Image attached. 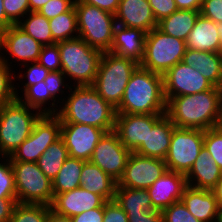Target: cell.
Listing matches in <instances>:
<instances>
[{"instance_id":"1","label":"cell","mask_w":222,"mask_h":222,"mask_svg":"<svg viewBox=\"0 0 222 222\" xmlns=\"http://www.w3.org/2000/svg\"><path fill=\"white\" fill-rule=\"evenodd\" d=\"M74 89V90H72ZM58 112L61 123L93 125L106 133L114 131L116 108L105 101L92 86H71Z\"/></svg>"},{"instance_id":"2","label":"cell","mask_w":222,"mask_h":222,"mask_svg":"<svg viewBox=\"0 0 222 222\" xmlns=\"http://www.w3.org/2000/svg\"><path fill=\"white\" fill-rule=\"evenodd\" d=\"M222 88L214 87L193 95L170 98L166 102V115L175 127L207 130L215 128Z\"/></svg>"},{"instance_id":"3","label":"cell","mask_w":222,"mask_h":222,"mask_svg":"<svg viewBox=\"0 0 222 222\" xmlns=\"http://www.w3.org/2000/svg\"><path fill=\"white\" fill-rule=\"evenodd\" d=\"M116 114H166L163 75L138 66L131 74Z\"/></svg>"},{"instance_id":"4","label":"cell","mask_w":222,"mask_h":222,"mask_svg":"<svg viewBox=\"0 0 222 222\" xmlns=\"http://www.w3.org/2000/svg\"><path fill=\"white\" fill-rule=\"evenodd\" d=\"M57 43L61 56V71L67 79L75 81L72 86H92L103 52L89 46L80 37Z\"/></svg>"},{"instance_id":"5","label":"cell","mask_w":222,"mask_h":222,"mask_svg":"<svg viewBox=\"0 0 222 222\" xmlns=\"http://www.w3.org/2000/svg\"><path fill=\"white\" fill-rule=\"evenodd\" d=\"M42 115L18 98L1 107L0 156H10L30 136L34 124Z\"/></svg>"},{"instance_id":"6","label":"cell","mask_w":222,"mask_h":222,"mask_svg":"<svg viewBox=\"0 0 222 222\" xmlns=\"http://www.w3.org/2000/svg\"><path fill=\"white\" fill-rule=\"evenodd\" d=\"M138 66L139 64L131 59L103 52L92 87L105 101L117 108L131 74Z\"/></svg>"},{"instance_id":"7","label":"cell","mask_w":222,"mask_h":222,"mask_svg":"<svg viewBox=\"0 0 222 222\" xmlns=\"http://www.w3.org/2000/svg\"><path fill=\"white\" fill-rule=\"evenodd\" d=\"M78 34L89 46L108 52L113 42L115 15L75 0Z\"/></svg>"},{"instance_id":"8","label":"cell","mask_w":222,"mask_h":222,"mask_svg":"<svg viewBox=\"0 0 222 222\" xmlns=\"http://www.w3.org/2000/svg\"><path fill=\"white\" fill-rule=\"evenodd\" d=\"M186 42L169 36L155 27L146 34L144 56L140 67L164 75L183 60Z\"/></svg>"},{"instance_id":"9","label":"cell","mask_w":222,"mask_h":222,"mask_svg":"<svg viewBox=\"0 0 222 222\" xmlns=\"http://www.w3.org/2000/svg\"><path fill=\"white\" fill-rule=\"evenodd\" d=\"M17 203L51 205L54 197L52 181L36 162L11 161Z\"/></svg>"},{"instance_id":"10","label":"cell","mask_w":222,"mask_h":222,"mask_svg":"<svg viewBox=\"0 0 222 222\" xmlns=\"http://www.w3.org/2000/svg\"><path fill=\"white\" fill-rule=\"evenodd\" d=\"M205 131L175 127L164 159L169 171L186 175L204 146Z\"/></svg>"},{"instance_id":"11","label":"cell","mask_w":222,"mask_h":222,"mask_svg":"<svg viewBox=\"0 0 222 222\" xmlns=\"http://www.w3.org/2000/svg\"><path fill=\"white\" fill-rule=\"evenodd\" d=\"M61 138V121L55 114H43L30 136L9 156L10 161L36 162L43 152Z\"/></svg>"},{"instance_id":"12","label":"cell","mask_w":222,"mask_h":222,"mask_svg":"<svg viewBox=\"0 0 222 222\" xmlns=\"http://www.w3.org/2000/svg\"><path fill=\"white\" fill-rule=\"evenodd\" d=\"M167 170L164 160L131 152L116 187L148 189Z\"/></svg>"},{"instance_id":"13","label":"cell","mask_w":222,"mask_h":222,"mask_svg":"<svg viewBox=\"0 0 222 222\" xmlns=\"http://www.w3.org/2000/svg\"><path fill=\"white\" fill-rule=\"evenodd\" d=\"M166 102L173 97L193 95L215 86L201 73L184 62H179L163 75Z\"/></svg>"},{"instance_id":"14","label":"cell","mask_w":222,"mask_h":222,"mask_svg":"<svg viewBox=\"0 0 222 222\" xmlns=\"http://www.w3.org/2000/svg\"><path fill=\"white\" fill-rule=\"evenodd\" d=\"M130 151L121 143L118 135L107 132L99 140L94 148L90 162L97 165L102 171L110 175L114 180L122 177Z\"/></svg>"},{"instance_id":"15","label":"cell","mask_w":222,"mask_h":222,"mask_svg":"<svg viewBox=\"0 0 222 222\" xmlns=\"http://www.w3.org/2000/svg\"><path fill=\"white\" fill-rule=\"evenodd\" d=\"M106 132L93 125L61 123V138L69 157L90 161L94 148Z\"/></svg>"},{"instance_id":"16","label":"cell","mask_w":222,"mask_h":222,"mask_svg":"<svg viewBox=\"0 0 222 222\" xmlns=\"http://www.w3.org/2000/svg\"><path fill=\"white\" fill-rule=\"evenodd\" d=\"M163 114H116L114 132L121 143L134 152L148 136V130Z\"/></svg>"},{"instance_id":"17","label":"cell","mask_w":222,"mask_h":222,"mask_svg":"<svg viewBox=\"0 0 222 222\" xmlns=\"http://www.w3.org/2000/svg\"><path fill=\"white\" fill-rule=\"evenodd\" d=\"M41 49L42 45L17 25H12L0 33V51L9 54L15 61L18 59L20 65L37 62Z\"/></svg>"},{"instance_id":"18","label":"cell","mask_w":222,"mask_h":222,"mask_svg":"<svg viewBox=\"0 0 222 222\" xmlns=\"http://www.w3.org/2000/svg\"><path fill=\"white\" fill-rule=\"evenodd\" d=\"M186 187L184 174L167 170L147 189L153 210L163 211L172 203L180 201Z\"/></svg>"},{"instance_id":"19","label":"cell","mask_w":222,"mask_h":222,"mask_svg":"<svg viewBox=\"0 0 222 222\" xmlns=\"http://www.w3.org/2000/svg\"><path fill=\"white\" fill-rule=\"evenodd\" d=\"M105 202L100 195L79 187L54 195L50 208L57 214L71 218L87 210L101 207Z\"/></svg>"},{"instance_id":"20","label":"cell","mask_w":222,"mask_h":222,"mask_svg":"<svg viewBox=\"0 0 222 222\" xmlns=\"http://www.w3.org/2000/svg\"><path fill=\"white\" fill-rule=\"evenodd\" d=\"M116 24L150 32L158 26L148 0H120L115 14Z\"/></svg>"},{"instance_id":"21","label":"cell","mask_w":222,"mask_h":222,"mask_svg":"<svg viewBox=\"0 0 222 222\" xmlns=\"http://www.w3.org/2000/svg\"><path fill=\"white\" fill-rule=\"evenodd\" d=\"M175 126L166 114H163L152 129L148 130V136L134 153L151 158L164 160L169 151L171 137Z\"/></svg>"},{"instance_id":"22","label":"cell","mask_w":222,"mask_h":222,"mask_svg":"<svg viewBox=\"0 0 222 222\" xmlns=\"http://www.w3.org/2000/svg\"><path fill=\"white\" fill-rule=\"evenodd\" d=\"M146 34L143 30L116 24L108 52L131 59L140 65L144 56Z\"/></svg>"},{"instance_id":"23","label":"cell","mask_w":222,"mask_h":222,"mask_svg":"<svg viewBox=\"0 0 222 222\" xmlns=\"http://www.w3.org/2000/svg\"><path fill=\"white\" fill-rule=\"evenodd\" d=\"M185 177L187 186L212 190L222 177V169L215 163V160L203 146Z\"/></svg>"},{"instance_id":"24","label":"cell","mask_w":222,"mask_h":222,"mask_svg":"<svg viewBox=\"0 0 222 222\" xmlns=\"http://www.w3.org/2000/svg\"><path fill=\"white\" fill-rule=\"evenodd\" d=\"M188 211L201 222H215L220 209L211 190L187 186L181 197Z\"/></svg>"},{"instance_id":"25","label":"cell","mask_w":222,"mask_h":222,"mask_svg":"<svg viewBox=\"0 0 222 222\" xmlns=\"http://www.w3.org/2000/svg\"><path fill=\"white\" fill-rule=\"evenodd\" d=\"M182 62L199 71L215 87L222 88V53L186 48Z\"/></svg>"},{"instance_id":"26","label":"cell","mask_w":222,"mask_h":222,"mask_svg":"<svg viewBox=\"0 0 222 222\" xmlns=\"http://www.w3.org/2000/svg\"><path fill=\"white\" fill-rule=\"evenodd\" d=\"M185 42L186 48L190 50L222 53L216 23L201 14Z\"/></svg>"},{"instance_id":"27","label":"cell","mask_w":222,"mask_h":222,"mask_svg":"<svg viewBox=\"0 0 222 222\" xmlns=\"http://www.w3.org/2000/svg\"><path fill=\"white\" fill-rule=\"evenodd\" d=\"M80 184V187L100 195L105 201H111L115 198L117 181L90 161L83 164Z\"/></svg>"},{"instance_id":"28","label":"cell","mask_w":222,"mask_h":222,"mask_svg":"<svg viewBox=\"0 0 222 222\" xmlns=\"http://www.w3.org/2000/svg\"><path fill=\"white\" fill-rule=\"evenodd\" d=\"M199 15L200 10H177L159 21L157 27L169 36L186 41Z\"/></svg>"},{"instance_id":"29","label":"cell","mask_w":222,"mask_h":222,"mask_svg":"<svg viewBox=\"0 0 222 222\" xmlns=\"http://www.w3.org/2000/svg\"><path fill=\"white\" fill-rule=\"evenodd\" d=\"M114 200L126 214H136L153 210L147 189L116 187Z\"/></svg>"},{"instance_id":"30","label":"cell","mask_w":222,"mask_h":222,"mask_svg":"<svg viewBox=\"0 0 222 222\" xmlns=\"http://www.w3.org/2000/svg\"><path fill=\"white\" fill-rule=\"evenodd\" d=\"M86 161L68 157L56 177L52 180V188L54 195L62 194L81 186L80 174L82 172L83 164Z\"/></svg>"},{"instance_id":"31","label":"cell","mask_w":222,"mask_h":222,"mask_svg":"<svg viewBox=\"0 0 222 222\" xmlns=\"http://www.w3.org/2000/svg\"><path fill=\"white\" fill-rule=\"evenodd\" d=\"M22 96V97H21ZM16 97L28 107L37 109L42 114H56L59 110L58 101H56L48 92V87L44 81L38 84L29 86L23 93V95H16ZM53 101L52 103L50 102ZM48 103H51L48 108L45 107ZM57 102V104H55ZM46 104V105H45ZM44 106V107H43ZM56 106V107H55ZM58 107V108H57ZM41 108V109H40Z\"/></svg>"},{"instance_id":"32","label":"cell","mask_w":222,"mask_h":222,"mask_svg":"<svg viewBox=\"0 0 222 222\" xmlns=\"http://www.w3.org/2000/svg\"><path fill=\"white\" fill-rule=\"evenodd\" d=\"M68 157L69 152L65 142L60 138L43 152L37 164L40 170L52 181Z\"/></svg>"},{"instance_id":"33","label":"cell","mask_w":222,"mask_h":222,"mask_svg":"<svg viewBox=\"0 0 222 222\" xmlns=\"http://www.w3.org/2000/svg\"><path fill=\"white\" fill-rule=\"evenodd\" d=\"M16 25L42 46L56 43L52 38L49 19L39 12L30 11Z\"/></svg>"},{"instance_id":"34","label":"cell","mask_w":222,"mask_h":222,"mask_svg":"<svg viewBox=\"0 0 222 222\" xmlns=\"http://www.w3.org/2000/svg\"><path fill=\"white\" fill-rule=\"evenodd\" d=\"M49 24L52 38L56 43L79 37L74 6L69 11L49 19Z\"/></svg>"},{"instance_id":"35","label":"cell","mask_w":222,"mask_h":222,"mask_svg":"<svg viewBox=\"0 0 222 222\" xmlns=\"http://www.w3.org/2000/svg\"><path fill=\"white\" fill-rule=\"evenodd\" d=\"M50 209L45 204L17 203L9 222H47Z\"/></svg>"},{"instance_id":"36","label":"cell","mask_w":222,"mask_h":222,"mask_svg":"<svg viewBox=\"0 0 222 222\" xmlns=\"http://www.w3.org/2000/svg\"><path fill=\"white\" fill-rule=\"evenodd\" d=\"M0 108L3 107L5 104L14 101L18 95L19 90H17L16 86H14L13 81H15L13 75L15 72L11 69L9 62L10 59L4 56V53L0 51ZM7 58V59H6ZM12 71V72H11ZM13 74V75H12ZM18 91V92H17Z\"/></svg>"},{"instance_id":"37","label":"cell","mask_w":222,"mask_h":222,"mask_svg":"<svg viewBox=\"0 0 222 222\" xmlns=\"http://www.w3.org/2000/svg\"><path fill=\"white\" fill-rule=\"evenodd\" d=\"M0 160H3L0 161V199L16 198L14 173L10 157L2 156Z\"/></svg>"},{"instance_id":"38","label":"cell","mask_w":222,"mask_h":222,"mask_svg":"<svg viewBox=\"0 0 222 222\" xmlns=\"http://www.w3.org/2000/svg\"><path fill=\"white\" fill-rule=\"evenodd\" d=\"M204 147L222 169V132L217 128L205 130Z\"/></svg>"},{"instance_id":"39","label":"cell","mask_w":222,"mask_h":222,"mask_svg":"<svg viewBox=\"0 0 222 222\" xmlns=\"http://www.w3.org/2000/svg\"><path fill=\"white\" fill-rule=\"evenodd\" d=\"M37 62L49 72L61 71V56L58 43L42 46Z\"/></svg>"},{"instance_id":"40","label":"cell","mask_w":222,"mask_h":222,"mask_svg":"<svg viewBox=\"0 0 222 222\" xmlns=\"http://www.w3.org/2000/svg\"><path fill=\"white\" fill-rule=\"evenodd\" d=\"M22 66H25L24 69L26 68L27 71H25L23 74L24 76H22L21 73H19V75L16 77L17 74H15L14 78L17 80H20L23 78H27V82H24L23 85V90H21V93H23L29 86L38 84L41 81H44L47 78V75L50 73L47 69H45L41 64H39L38 62H33V63H26L23 64ZM20 78V79H19ZM23 91V92H22Z\"/></svg>"},{"instance_id":"41","label":"cell","mask_w":222,"mask_h":222,"mask_svg":"<svg viewBox=\"0 0 222 222\" xmlns=\"http://www.w3.org/2000/svg\"><path fill=\"white\" fill-rule=\"evenodd\" d=\"M162 215L163 222H201L188 211L181 200L165 208Z\"/></svg>"},{"instance_id":"42","label":"cell","mask_w":222,"mask_h":222,"mask_svg":"<svg viewBox=\"0 0 222 222\" xmlns=\"http://www.w3.org/2000/svg\"><path fill=\"white\" fill-rule=\"evenodd\" d=\"M6 17L16 25L30 12L29 0H3Z\"/></svg>"},{"instance_id":"43","label":"cell","mask_w":222,"mask_h":222,"mask_svg":"<svg viewBox=\"0 0 222 222\" xmlns=\"http://www.w3.org/2000/svg\"><path fill=\"white\" fill-rule=\"evenodd\" d=\"M67 80L65 74L62 71H57V72H50L47 75V78L44 80L45 84L48 87V92L50 93V95L57 101L61 100V103L63 102L64 98L59 97L60 94L62 96V93L64 95V91L62 90V88L66 87V88H70V86L68 85L69 83H65V81ZM59 97V98H58ZM57 98V99H56ZM61 98V99H60Z\"/></svg>"},{"instance_id":"44","label":"cell","mask_w":222,"mask_h":222,"mask_svg":"<svg viewBox=\"0 0 222 222\" xmlns=\"http://www.w3.org/2000/svg\"><path fill=\"white\" fill-rule=\"evenodd\" d=\"M74 2L75 0H50L38 12L51 19L69 11L74 6Z\"/></svg>"},{"instance_id":"45","label":"cell","mask_w":222,"mask_h":222,"mask_svg":"<svg viewBox=\"0 0 222 222\" xmlns=\"http://www.w3.org/2000/svg\"><path fill=\"white\" fill-rule=\"evenodd\" d=\"M157 23L178 10L175 0H148Z\"/></svg>"},{"instance_id":"46","label":"cell","mask_w":222,"mask_h":222,"mask_svg":"<svg viewBox=\"0 0 222 222\" xmlns=\"http://www.w3.org/2000/svg\"><path fill=\"white\" fill-rule=\"evenodd\" d=\"M103 222H129L126 212L115 200L104 203Z\"/></svg>"},{"instance_id":"47","label":"cell","mask_w":222,"mask_h":222,"mask_svg":"<svg viewBox=\"0 0 222 222\" xmlns=\"http://www.w3.org/2000/svg\"><path fill=\"white\" fill-rule=\"evenodd\" d=\"M200 14L215 23H222V0H202Z\"/></svg>"},{"instance_id":"48","label":"cell","mask_w":222,"mask_h":222,"mask_svg":"<svg viewBox=\"0 0 222 222\" xmlns=\"http://www.w3.org/2000/svg\"><path fill=\"white\" fill-rule=\"evenodd\" d=\"M103 215L104 204L101 207L87 210L71 218L72 222H103Z\"/></svg>"},{"instance_id":"49","label":"cell","mask_w":222,"mask_h":222,"mask_svg":"<svg viewBox=\"0 0 222 222\" xmlns=\"http://www.w3.org/2000/svg\"><path fill=\"white\" fill-rule=\"evenodd\" d=\"M129 222H163L162 211L150 210L136 214H127Z\"/></svg>"},{"instance_id":"50","label":"cell","mask_w":222,"mask_h":222,"mask_svg":"<svg viewBox=\"0 0 222 222\" xmlns=\"http://www.w3.org/2000/svg\"><path fill=\"white\" fill-rule=\"evenodd\" d=\"M86 4L94 5L99 9L107 11L112 14H116L120 0H78Z\"/></svg>"},{"instance_id":"51","label":"cell","mask_w":222,"mask_h":222,"mask_svg":"<svg viewBox=\"0 0 222 222\" xmlns=\"http://www.w3.org/2000/svg\"><path fill=\"white\" fill-rule=\"evenodd\" d=\"M17 204V198L0 199V222H9L12 211Z\"/></svg>"},{"instance_id":"52","label":"cell","mask_w":222,"mask_h":222,"mask_svg":"<svg viewBox=\"0 0 222 222\" xmlns=\"http://www.w3.org/2000/svg\"><path fill=\"white\" fill-rule=\"evenodd\" d=\"M178 10H200L202 0H175Z\"/></svg>"},{"instance_id":"53","label":"cell","mask_w":222,"mask_h":222,"mask_svg":"<svg viewBox=\"0 0 222 222\" xmlns=\"http://www.w3.org/2000/svg\"><path fill=\"white\" fill-rule=\"evenodd\" d=\"M14 25L5 14L3 0H0V33Z\"/></svg>"},{"instance_id":"54","label":"cell","mask_w":222,"mask_h":222,"mask_svg":"<svg viewBox=\"0 0 222 222\" xmlns=\"http://www.w3.org/2000/svg\"><path fill=\"white\" fill-rule=\"evenodd\" d=\"M47 222H72V218L57 214L50 209Z\"/></svg>"},{"instance_id":"55","label":"cell","mask_w":222,"mask_h":222,"mask_svg":"<svg viewBox=\"0 0 222 222\" xmlns=\"http://www.w3.org/2000/svg\"><path fill=\"white\" fill-rule=\"evenodd\" d=\"M211 191L214 193L219 209L222 211V177Z\"/></svg>"},{"instance_id":"56","label":"cell","mask_w":222,"mask_h":222,"mask_svg":"<svg viewBox=\"0 0 222 222\" xmlns=\"http://www.w3.org/2000/svg\"><path fill=\"white\" fill-rule=\"evenodd\" d=\"M50 0H29L31 12H38Z\"/></svg>"},{"instance_id":"57","label":"cell","mask_w":222,"mask_h":222,"mask_svg":"<svg viewBox=\"0 0 222 222\" xmlns=\"http://www.w3.org/2000/svg\"><path fill=\"white\" fill-rule=\"evenodd\" d=\"M215 128L222 132V97L219 105L218 119Z\"/></svg>"},{"instance_id":"58","label":"cell","mask_w":222,"mask_h":222,"mask_svg":"<svg viewBox=\"0 0 222 222\" xmlns=\"http://www.w3.org/2000/svg\"><path fill=\"white\" fill-rule=\"evenodd\" d=\"M216 25H217V32L219 35V39H220L221 46H222V23H216Z\"/></svg>"},{"instance_id":"59","label":"cell","mask_w":222,"mask_h":222,"mask_svg":"<svg viewBox=\"0 0 222 222\" xmlns=\"http://www.w3.org/2000/svg\"><path fill=\"white\" fill-rule=\"evenodd\" d=\"M215 222H222V211L220 210L219 215L217 216Z\"/></svg>"}]
</instances>
